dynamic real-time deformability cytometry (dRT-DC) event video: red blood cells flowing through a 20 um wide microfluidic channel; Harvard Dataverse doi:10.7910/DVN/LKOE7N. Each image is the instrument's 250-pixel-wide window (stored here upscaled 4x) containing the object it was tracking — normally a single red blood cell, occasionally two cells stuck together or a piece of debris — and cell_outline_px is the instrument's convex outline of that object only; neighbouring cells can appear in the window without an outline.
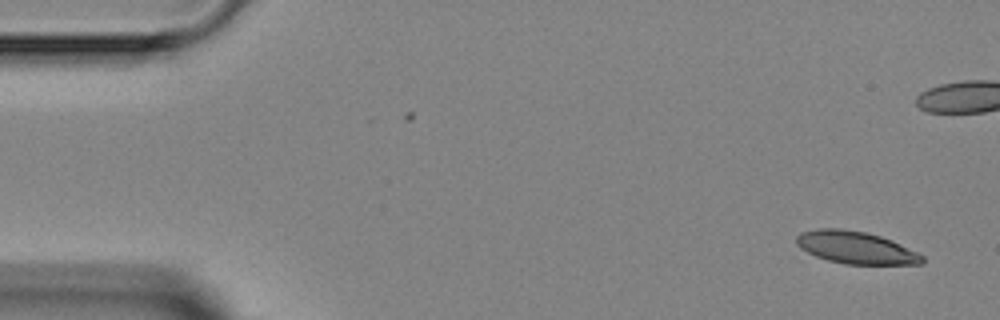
{"species": "Egyptian fruit bat (a non-hibernating species)", "species_latin": "Rousettus aegyptiacus", "temperature_condition": "room temperature", "stored_images_in_passage": 2, "camera_frame_rate_fps": 3000, "um_per_image_px": 0.085, "animal": {"sex": "female"}, "frame": {"image": 1, "passage_image": 2, "time_ms": 1.0, "image_size_px": [1000, 320], "cell_outline_px": [[924, 264], [844, 264], [828, 260], [816, 256], [800, 248], [796, 244], [796, 236], [800, 232], [820, 228], [840, 228], [864, 232], [880, 236], [892, 240], [924, 256]], "centroid_in_image_um": [72.73, 21.04], "position_along_channel_um": 12.3, "area_um2": 23.64}}